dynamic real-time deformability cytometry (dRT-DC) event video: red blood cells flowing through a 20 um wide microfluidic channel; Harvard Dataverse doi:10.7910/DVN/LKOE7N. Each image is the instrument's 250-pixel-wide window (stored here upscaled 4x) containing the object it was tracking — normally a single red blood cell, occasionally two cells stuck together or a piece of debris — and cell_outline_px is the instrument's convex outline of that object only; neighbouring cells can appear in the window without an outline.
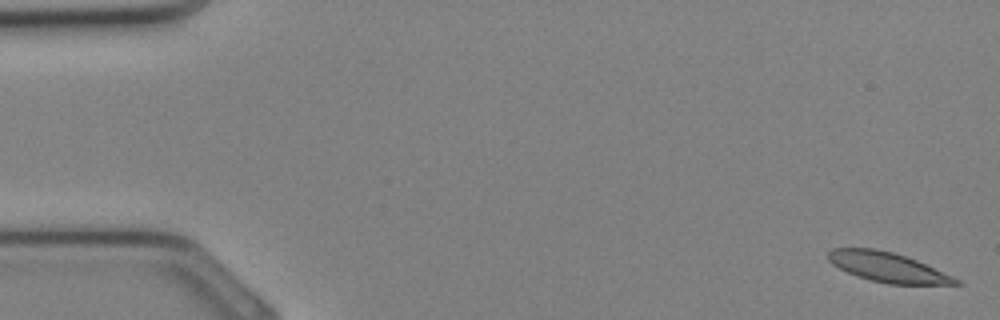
{"species": "Egyptian fruit bat (a non-hibernating species)", "species_latin": "Rousettus aegyptiacus", "temperature_condition": "cold", "stored_images_in_passage": 34, "camera_frame_rate_fps": 3000, "um_per_image_px": 0.085, "animal": {"sex": "female"}, "frame": {"image": 1, "passage_image": 1, "time_ms": 0.0, "image_size_px": [1000, 320], "cell_outline_px": [[964, 284], [888, 284], [856, 276], [832, 264], [828, 260], [828, 252], [832, 248], [876, 248], [892, 252], [916, 260], [952, 276], [960, 280]], "centroid_in_image_um": [75.43, 22.71], "position_along_channel_um": 9.6, "area_um2": 21.79}}
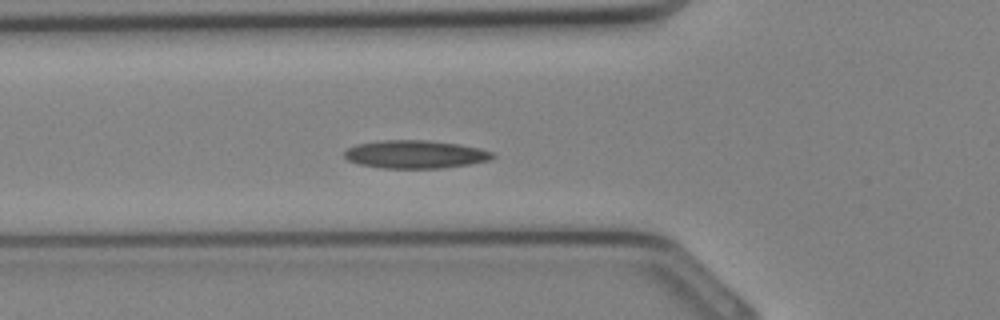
{"frame": {"image": 2, "passage_image": 12, "time_ms": 3.667, "image_size_px": [1000, 320], "cell_outline_px": [[496, 156], [492, 160], [468, 164], [440, 168], [380, 168], [360, 164], [348, 160], [344, 156], [344, 152], [348, 148], [356, 144], [380, 140], [428, 140], [456, 144], [480, 148], [492, 152]], "centroid_in_image_um": [35.3, 13.11], "position_along_channel_um": 90.5, "area_um2": 24.22}}
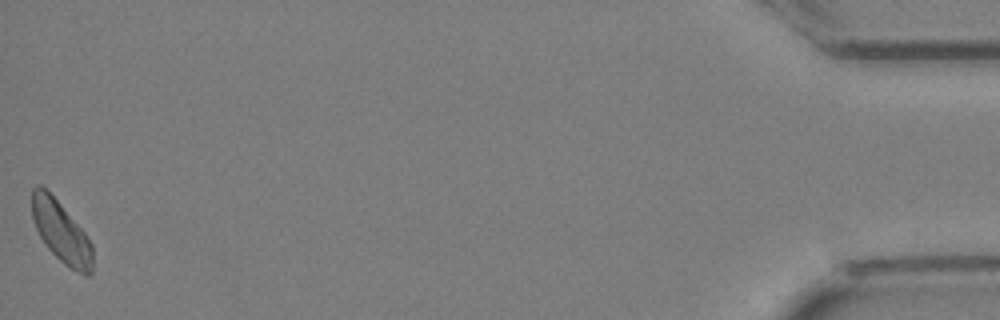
{"frame": {"image": 3, "passage_image": 34, "time_ms": 11.0, "image_size_px": [1000, 320], "cell_outline_px": [[92, 272], [88, 276], [84, 276], [76, 272], [64, 264], [44, 244], [32, 220], [32, 188], [36, 184], [40, 184], [60, 204], [84, 232], [92, 244]], "centroid_in_image_um": [5.19, 19.74], "position_along_channel_um": 430.0, "area_um2": 21.5}}